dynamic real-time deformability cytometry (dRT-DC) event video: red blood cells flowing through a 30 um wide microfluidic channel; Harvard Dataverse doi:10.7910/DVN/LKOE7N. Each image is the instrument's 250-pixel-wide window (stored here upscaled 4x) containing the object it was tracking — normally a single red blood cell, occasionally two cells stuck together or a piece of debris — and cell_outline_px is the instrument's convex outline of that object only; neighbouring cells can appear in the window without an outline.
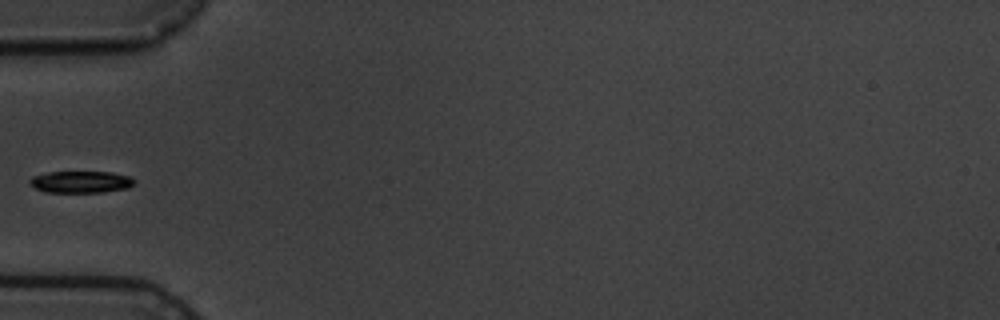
{"species": "common noctule bat (a hibernating species)", "species_latin": "Nyctalus noctula", "temperature_condition": "cold", "stored_images_in_passage": 5, "camera_frame_rate_fps": 3000, "um_per_image_px": 0.085, "animal": {"sex": "male", "body_mass_g": 19.5, "forearm_length_mm": 54.6}, "frame": {"image": 1, "passage_image": 5, "time_ms": 5.0, "image_size_px": [1000, 320], "cell_outline_px": [[136, 184], [128, 188], [104, 192], [44, 192], [28, 184], [28, 180], [32, 176], [48, 172], [112, 172], [128, 176], [136, 180]], "centroid_in_image_um": [6.87, 15.46], "position_along_channel_um": 78.1, "area_um2": 13.47}}